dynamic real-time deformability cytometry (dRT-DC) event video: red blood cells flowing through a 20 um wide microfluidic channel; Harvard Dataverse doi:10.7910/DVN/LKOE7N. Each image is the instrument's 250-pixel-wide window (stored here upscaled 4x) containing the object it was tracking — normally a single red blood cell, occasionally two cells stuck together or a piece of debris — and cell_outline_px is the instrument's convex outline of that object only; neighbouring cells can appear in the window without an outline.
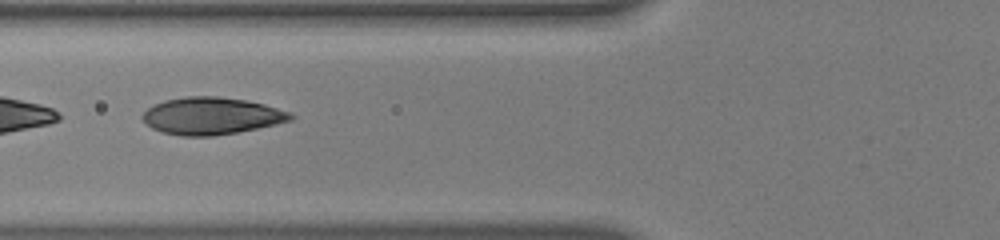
{"species": "human", "species_latin": "Homo sapiens", "temperature_condition": "warm", "stored_images_in_passage": 52, "segment_of_instrument_passage": [2, 2], "camera_frame_rate_fps": 3000, "um_per_image_px": 0.085, "donor": {"sex": "male"}, "frame": {"image": 1, "passage_image": 21, "time_ms": 6.667, "image_size_px": [1000, 240], "cell_outline_px": [[296, 116], [292, 120], [276, 124], [236, 132], [212, 136], [180, 136], [160, 132], [152, 128], [140, 116], [148, 108], [164, 100], [184, 96], [220, 96], [244, 100], [264, 104], [292, 112]], "centroid_in_image_um": [17.98, 9.85], "position_along_channel_um": 107.8, "area_um2": 32.14}}
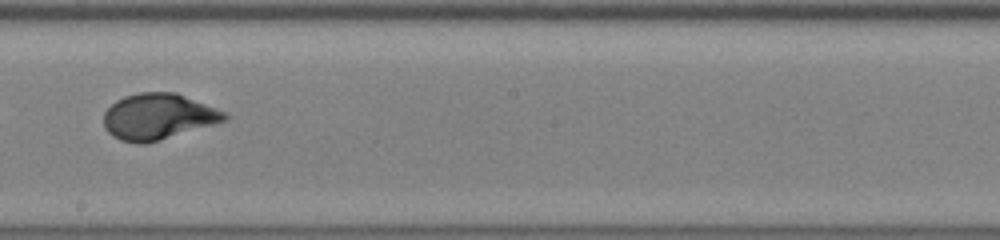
{"frame": {"image": 2, "passage_image": 31, "time_ms": 10.0, "image_size_px": [1000, 240], "cell_outline_px": [[228, 120], [160, 140], [144, 144], [136, 144], [120, 140], [112, 136], [104, 128], [104, 112], [116, 100], [124, 96], [140, 92], [176, 92], [228, 112]], "centroid_in_image_um": [13.45, 9.91], "position_along_channel_um": 234.7, "area_um2": 32.66}}
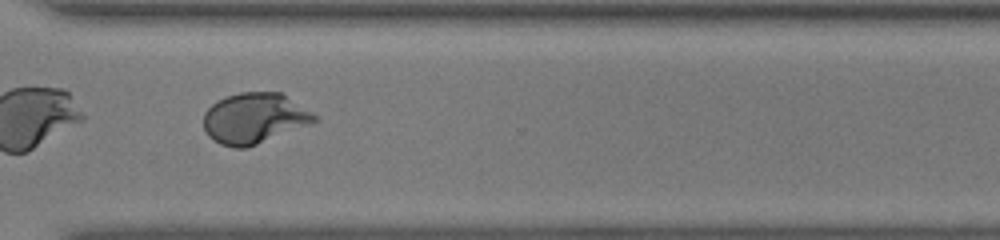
{"frame": {"image": 3, "passage_image": 40, "time_ms": 13.0, "image_size_px": [1000, 240], "cell_outline_px": [[320, 120], [312, 124], [248, 148], [236, 148], [220, 144], [212, 140], [208, 136], [204, 128], [204, 112], [216, 100], [240, 92], [280, 92], [320, 116]], "centroid_in_image_um": [21.66, 10.07], "position_along_channel_um": 348.9, "area_um2": 33.18}}